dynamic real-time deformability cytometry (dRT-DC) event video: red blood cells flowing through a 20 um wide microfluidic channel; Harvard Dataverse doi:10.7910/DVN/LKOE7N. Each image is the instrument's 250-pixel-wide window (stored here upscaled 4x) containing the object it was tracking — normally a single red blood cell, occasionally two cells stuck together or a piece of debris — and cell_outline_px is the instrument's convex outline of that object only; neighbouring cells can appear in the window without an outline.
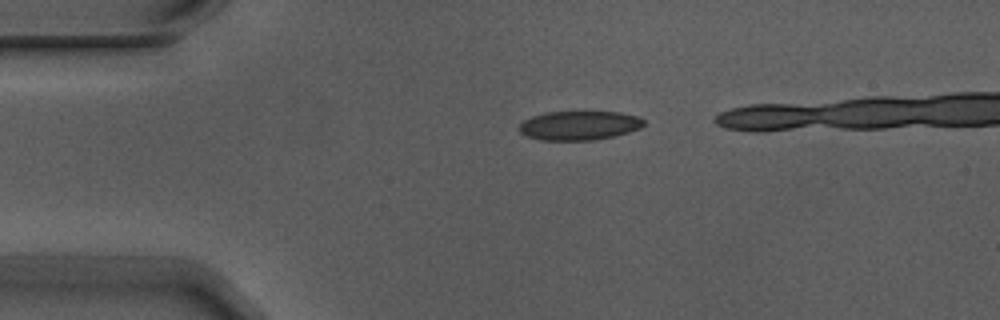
{"species": "Egyptian fruit bat (a non-hibernating species)", "species_latin": "Rousettus aegyptiacus", "temperature_condition": "warm", "stored_images_in_passage": 3, "camera_frame_rate_fps": 3000, "um_per_image_px": 0.085, "animal": {"sex": "male"}, "frame": {"image": 1, "passage_image": 1, "time_ms": 0.0, "image_size_px": [1000, 320], "cell_outline_px": [[644, 124], [640, 128], [628, 132], [612, 136], [592, 140], [540, 140], [528, 136], [520, 132], [516, 128], [524, 120], [532, 116], [544, 112], [620, 112], [640, 116], [644, 120]], "centroid_in_image_um": [49.22, 10.66], "position_along_channel_um": 35.8, "area_um2": 21.15}}